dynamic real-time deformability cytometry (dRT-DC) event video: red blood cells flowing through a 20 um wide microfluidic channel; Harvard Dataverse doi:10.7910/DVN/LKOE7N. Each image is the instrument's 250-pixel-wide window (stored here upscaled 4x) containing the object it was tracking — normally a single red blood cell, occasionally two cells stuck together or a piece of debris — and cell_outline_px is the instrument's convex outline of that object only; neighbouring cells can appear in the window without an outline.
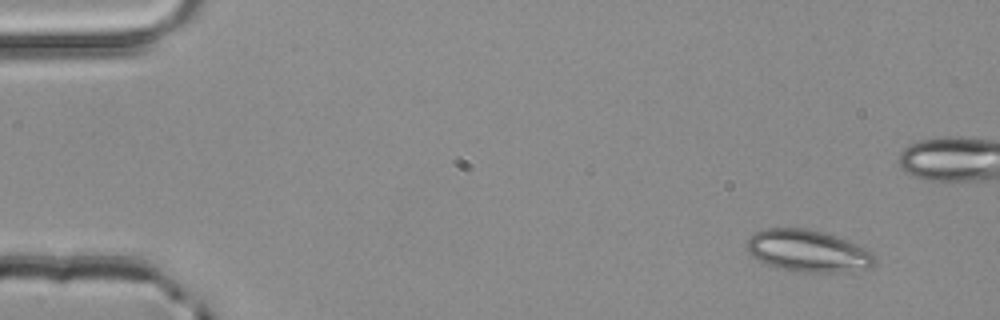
{"species": "common noctule bat (a hibernating species)", "species_latin": "Nyctalus noctula", "temperature_condition": "room temperature", "stored_images_in_passage": 4, "camera_frame_rate_fps": 3000, "um_per_image_px": 0.085, "animal": {"sex": "male", "body_mass_g": 20.4}, "frame": {"image": 1, "passage_image": 1, "time_ms": 0.0, "image_size_px": [1000, 320], "cell_outline_px": [[876, 264], [868, 268], [832, 272], [800, 272], [776, 268], [752, 256], [748, 252], [748, 236], [764, 228], [804, 228], [824, 232], [864, 248], [872, 252], [876, 256]], "centroid_in_image_um": [68.65, 21.33], "position_along_channel_um": 16.3, "area_um2": 30.98}}